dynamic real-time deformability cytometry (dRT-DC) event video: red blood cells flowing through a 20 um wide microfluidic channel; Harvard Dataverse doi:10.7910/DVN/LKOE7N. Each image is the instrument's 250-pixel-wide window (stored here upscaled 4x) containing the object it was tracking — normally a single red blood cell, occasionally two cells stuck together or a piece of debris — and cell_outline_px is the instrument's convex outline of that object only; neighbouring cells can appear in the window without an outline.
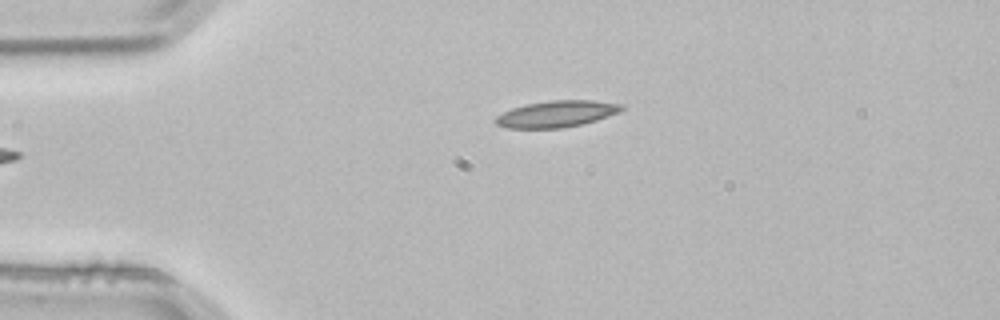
{"species": "common noctule bat (a hibernating species)", "species_latin": "Nyctalus noctula", "temperature_condition": "room temperature", "stored_images_in_passage": 4, "camera_frame_rate_fps": 3000, "um_per_image_px": 0.085, "animal": {"sex": "male", "body_mass_g": 21.5, "forearm_length_mm": 52.0}, "frame": {"image": 1, "passage_image": 4, "time_ms": 1.0, "image_size_px": [1000, 320], "cell_outline_px": [[624, 108], [620, 112], [596, 120], [564, 128], [508, 128], [496, 124], [492, 120], [496, 116], [512, 108], [528, 104], [552, 100], [592, 100], [624, 104]], "centroid_in_image_um": [47.32, 9.68], "position_along_channel_um": 37.7, "area_um2": 19.42}}